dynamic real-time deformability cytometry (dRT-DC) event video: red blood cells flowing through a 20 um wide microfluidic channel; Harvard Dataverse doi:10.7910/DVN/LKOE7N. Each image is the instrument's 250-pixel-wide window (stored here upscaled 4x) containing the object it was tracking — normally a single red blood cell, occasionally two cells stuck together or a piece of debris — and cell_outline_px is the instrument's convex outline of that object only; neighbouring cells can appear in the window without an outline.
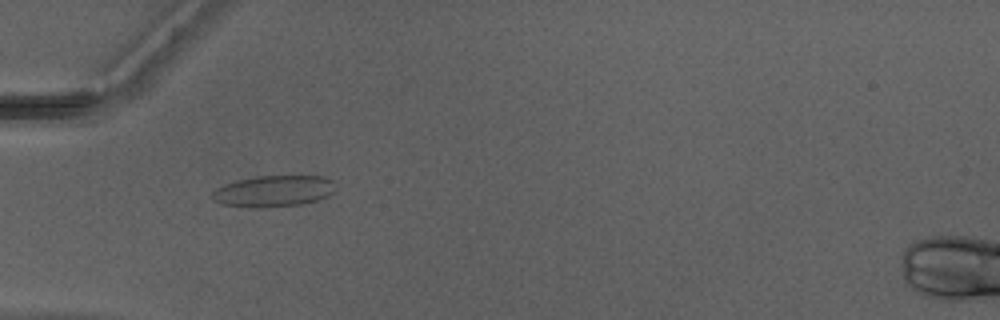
{"species": "Egyptian fruit bat (a non-hibernating species)", "species_latin": "Rousettus aegyptiacus", "temperature_condition": "warm", "stored_images_in_passage": 41, "camera_frame_rate_fps": 3000, "um_per_image_px": 0.085, "animal": {"sex": "male"}, "frame": {"image": 1, "passage_image": 8, "time_ms": 2.333, "image_size_px": [1000, 320], "cell_outline_px": [[332, 192], [328, 196], [304, 204], [264, 208], [220, 204], [212, 200], [212, 192], [216, 188], [224, 184], [236, 180], [256, 176], [324, 176], [332, 180]], "centroid_in_image_um": [23.21, 16.25], "position_along_channel_um": 61.8, "area_um2": 22.48}}
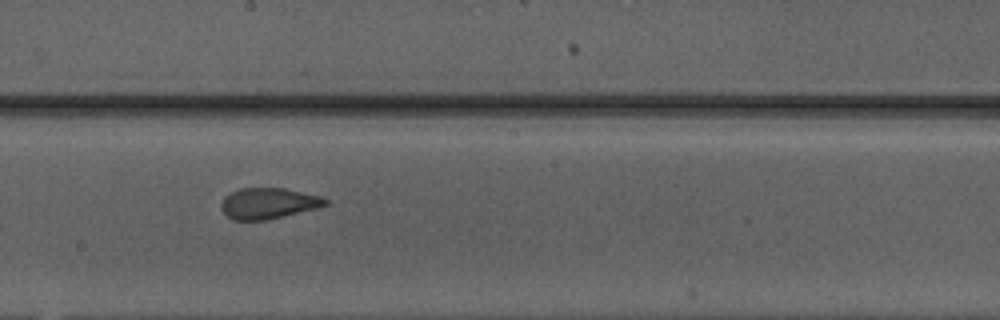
{"frame": {"image": 2, "passage_image": 20, "time_ms": 6.333, "image_size_px": [1000, 320], "cell_outline_px": [[328, 204], [316, 208], [264, 220], [232, 220], [220, 208], [220, 204], [232, 192], [240, 188], [284, 188], [320, 196], [328, 200]], "centroid_in_image_um": [22.8, 17.28], "position_along_channel_um": 225.4, "area_um2": 18.38}}
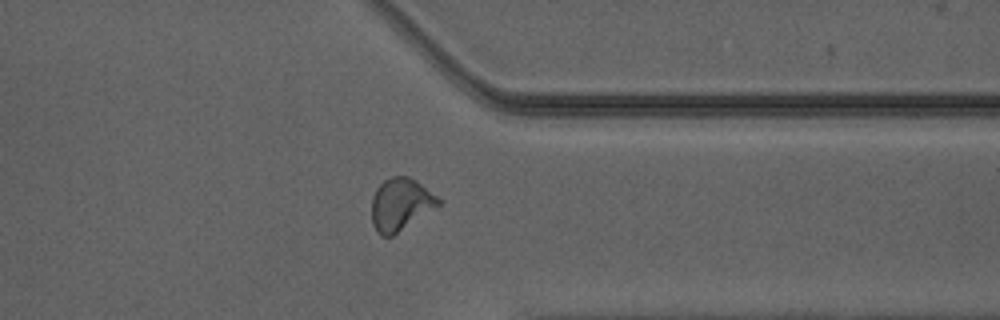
{"frame": {"image": 3, "passage_image": 31, "time_ms": 10.0, "image_size_px": [1000, 320], "cell_outline_px": [[440, 204], [392, 236], [380, 236], [376, 232], [372, 224], [372, 196], [376, 188], [384, 180], [392, 176], [408, 176], [416, 180], [436, 196], [440, 200]], "centroid_in_image_um": [34.0, 17.37], "position_along_channel_um": 377.4, "area_um2": 20.11}, "authors_computed_cell_mechanics": {"area_um2": 19.7098, "velocity_mm_per_s": 4.2205, "shape_relaxation_time_tau1_ms": null, "shape_relaxation_time_tau2_ms": 0.981, "deformation_change_tau1": null, "deformation_change_tau2": 0.0745}}